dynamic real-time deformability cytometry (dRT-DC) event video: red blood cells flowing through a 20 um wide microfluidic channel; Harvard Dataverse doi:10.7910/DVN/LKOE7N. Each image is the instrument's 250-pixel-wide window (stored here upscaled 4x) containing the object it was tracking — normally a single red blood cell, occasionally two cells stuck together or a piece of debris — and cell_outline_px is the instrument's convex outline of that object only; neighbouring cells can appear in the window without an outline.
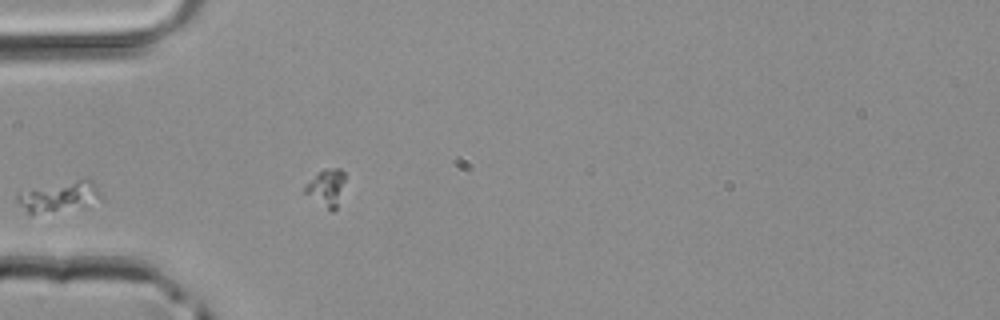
{"species": "common noctule bat (a hibernating species)", "species_latin": "Nyctalus noctula", "temperature_condition": "room temperature", "stored_images_in_passage": 4, "camera_frame_rate_fps": 3000, "um_per_image_px": 0.085, "animal": {"sex": "male", "body_mass_g": 20.4}, "frame": {"image": 1, "passage_image": 3, "time_ms": 0.667, "image_size_px": [1000, 320], "cell_outline_px": [[104, 200], [84, 208], [32, 212], [28, 212], [16, 200], [16, 192], [88, 176], [92, 180], [104, 196]], "centroid_in_image_um": [5.18, 16.66], "position_along_channel_um": 79.8, "area_um2": 15.2}}